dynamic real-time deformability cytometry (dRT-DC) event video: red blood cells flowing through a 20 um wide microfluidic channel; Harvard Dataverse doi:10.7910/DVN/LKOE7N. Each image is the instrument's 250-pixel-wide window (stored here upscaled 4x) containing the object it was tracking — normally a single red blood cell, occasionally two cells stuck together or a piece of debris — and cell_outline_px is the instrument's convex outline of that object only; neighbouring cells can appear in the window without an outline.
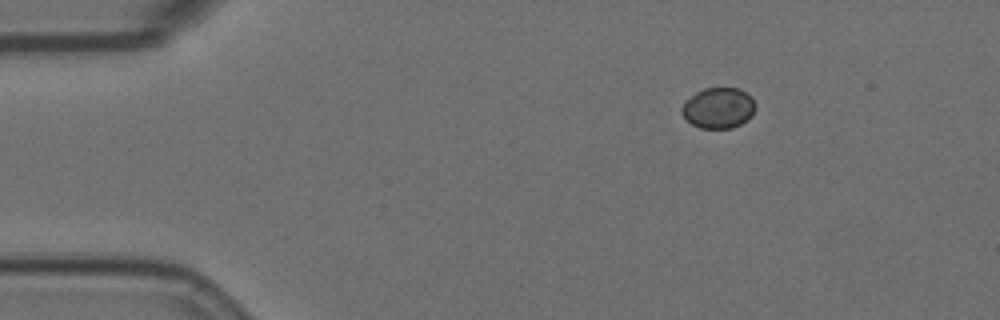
{"species": "Egyptian fruit bat (a non-hibernating species)", "species_latin": "Rousettus aegyptiacus", "temperature_condition": "room temperature", "stored_images_in_passage": 3, "camera_frame_rate_fps": 3000, "um_per_image_px": 0.085, "animal": {"sex": "female"}, "frame": {"image": 1, "passage_image": 1, "time_ms": 0.0, "image_size_px": [1000, 320], "cell_outline_px": [[756, 108], [752, 116], [748, 120], [732, 128], [700, 128], [692, 124], [680, 112], [680, 108], [684, 100], [696, 92], [704, 88], [740, 88], [752, 96], [756, 104]], "centroid_in_image_um": [61.08, 9.16], "position_along_channel_um": 23.9, "area_um2": 17.8}}